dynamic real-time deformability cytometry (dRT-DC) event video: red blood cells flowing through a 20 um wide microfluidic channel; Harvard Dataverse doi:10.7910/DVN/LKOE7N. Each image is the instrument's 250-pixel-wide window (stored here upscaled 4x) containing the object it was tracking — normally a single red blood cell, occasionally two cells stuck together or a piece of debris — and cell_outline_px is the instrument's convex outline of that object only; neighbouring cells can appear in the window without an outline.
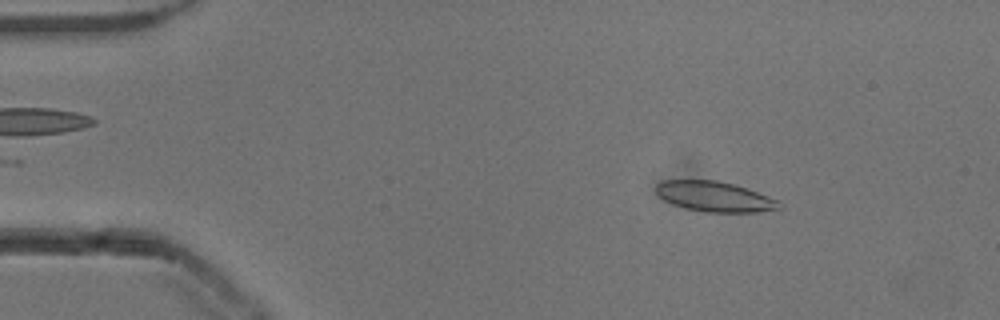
{"species": "common noctule bat (a hibernating species)", "species_latin": "Nyctalus noctula", "temperature_condition": "cold", "stored_images_in_passage": 52, "camera_frame_rate_fps": 3000, "um_per_image_px": 0.085, "animal": {"sex": "male", "body_mass_g": 13.3}, "frame": {"image": 1, "passage_image": 7, "time_ms": 2.0, "image_size_px": [1000, 320], "cell_outline_px": [[780, 208], [756, 212], [704, 212], [684, 208], [672, 204], [664, 200], [656, 192], [656, 184], [660, 180], [716, 180], [736, 184], [780, 200]], "centroid_in_image_um": [60.73, 16.7], "position_along_channel_um": 24.3, "area_um2": 21.85}}
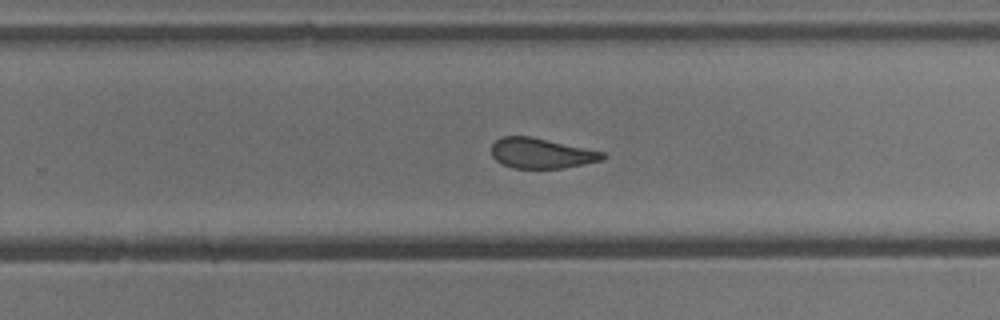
{"frame": {"image": 2, "passage_image": 33, "time_ms": 10.667, "image_size_px": [1000, 320], "cell_outline_px": [[608, 156], [604, 160], [564, 168], [512, 168], [500, 164], [492, 156], [492, 144], [500, 136], [532, 136], [604, 152]], "centroid_in_image_um": [46.02, 13.03], "position_along_channel_um": 283.8, "area_um2": 19.83}}
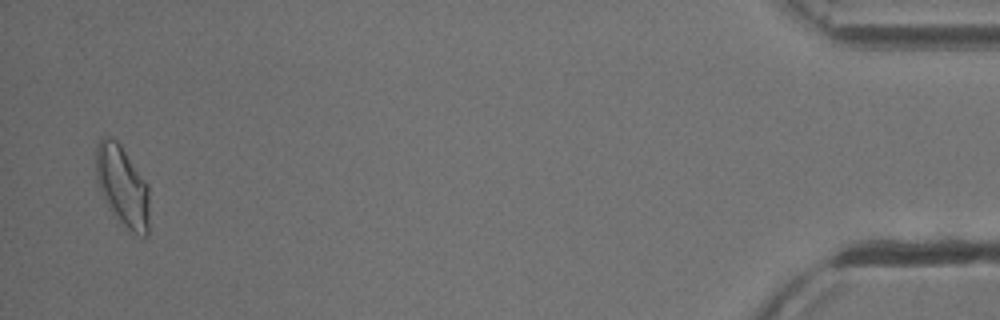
{"frame": {"image": 3, "passage_image": 51, "time_ms": 16.667, "image_size_px": [1000, 320], "cell_outline_px": [[148, 236], [144, 236], [128, 228], [108, 208], [96, 180], [96, 144], [104, 136], [108, 136], [116, 140], [120, 144], [148, 184]], "centroid_in_image_um": [10.39, 15.76], "position_along_channel_um": 424.8, "area_um2": 24.68}, "authors_computed_cell_mechanics": {"area_um2": 21.675, "velocity_mm_per_s": 3.847, "shape_relaxation_time_tau1_ms": 11.3693, "shape_relaxation_time_tau2_ms": 1.6357, "deformation_change_tau1": 0.2127, "deformation_change_tau2": 0.0795}}